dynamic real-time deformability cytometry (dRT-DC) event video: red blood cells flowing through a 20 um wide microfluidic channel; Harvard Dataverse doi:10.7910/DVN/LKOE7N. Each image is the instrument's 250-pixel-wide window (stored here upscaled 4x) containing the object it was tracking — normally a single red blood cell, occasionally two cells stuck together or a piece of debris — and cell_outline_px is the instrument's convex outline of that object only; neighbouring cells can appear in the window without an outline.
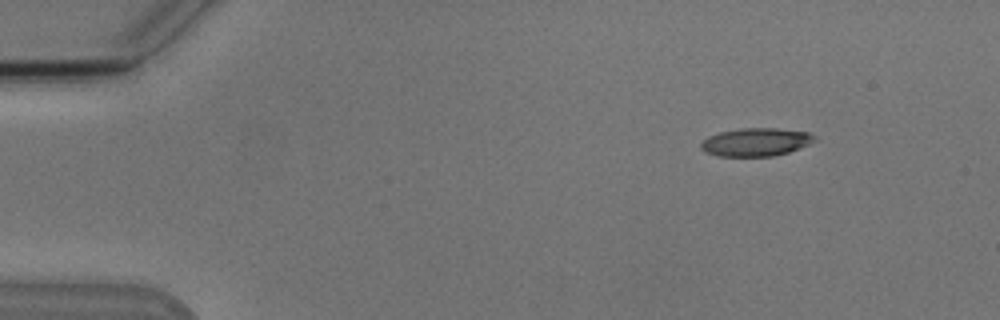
{"species": "Egyptian fruit bat (a non-hibernating species)", "species_latin": "Rousettus aegyptiacus", "temperature_condition": "cold", "stored_images_in_passage": 6, "segment_of_instrument_passage": [1, 2], "camera_frame_rate_fps": 3000, "um_per_image_px": 0.085, "animal": {"sex": "male"}, "frame": {"image": 1, "passage_image": 2, "time_ms": 1.333, "image_size_px": [1000, 320], "cell_outline_px": [[816, 140], [808, 144], [788, 152], [772, 156], [716, 156], [700, 148], [700, 144], [708, 136], [720, 132], [740, 128], [776, 128], [808, 132], [816, 136]], "centroid_in_image_um": [64.24, 12.07], "position_along_channel_um": 20.8, "area_um2": 18.5}}